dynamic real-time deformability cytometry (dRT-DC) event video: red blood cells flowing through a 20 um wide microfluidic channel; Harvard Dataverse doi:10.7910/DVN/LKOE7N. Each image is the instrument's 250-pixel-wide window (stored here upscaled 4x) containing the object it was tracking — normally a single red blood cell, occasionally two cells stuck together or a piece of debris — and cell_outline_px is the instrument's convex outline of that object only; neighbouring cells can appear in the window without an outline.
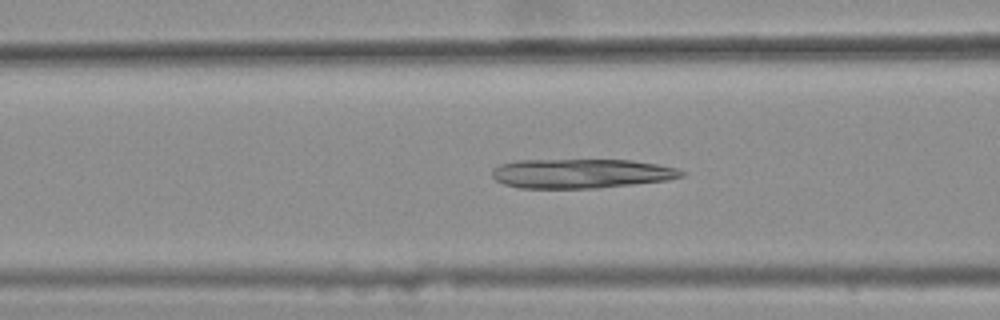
{"species": "common noctule bat (a hibernating species)", "species_latin": "Nyctalus noctula", "temperature_condition": "warm", "stored_images_in_passage": 47, "camera_frame_rate_fps": 3000, "um_per_image_px": 0.085, "animal": {"sex": "female", "body_mass_g": 25.1}, "frame": {"image": 1, "passage_image": 22, "time_ms": 7.0, "image_size_px": [1000, 320], "cell_outline_px": [[684, 176], [668, 180], [596, 188], [520, 188], [504, 184], [496, 180], [492, 176], [492, 168], [500, 164], [516, 160], [632, 160], [680, 168], [684, 172]], "centroid_in_image_um": [49.39, 14.74], "position_along_channel_um": 117.2, "area_um2": 32.48}}
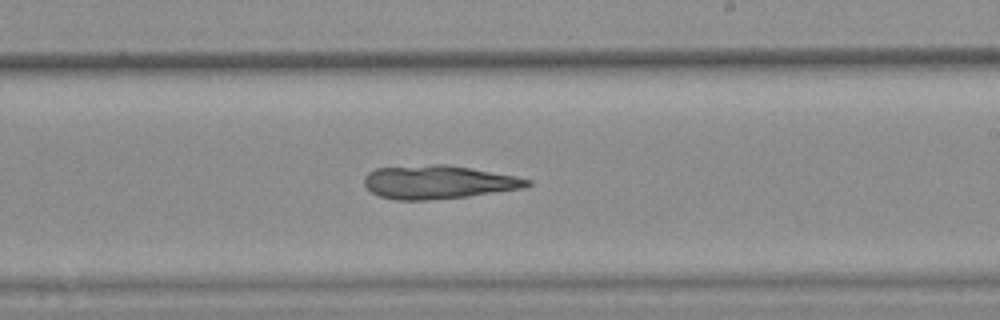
{"frame": {"image": 2, "passage_image": 33, "time_ms": 10.667, "image_size_px": [1000, 320], "cell_outline_px": [[532, 184], [524, 188], [468, 196], [424, 200], [396, 200], [380, 196], [372, 192], [364, 184], [364, 176], [368, 172], [376, 168], [432, 164], [444, 164], [516, 176], [532, 180]], "centroid_in_image_um": [37.24, 15.48], "position_along_channel_um": 251.8, "area_um2": 31.56}}
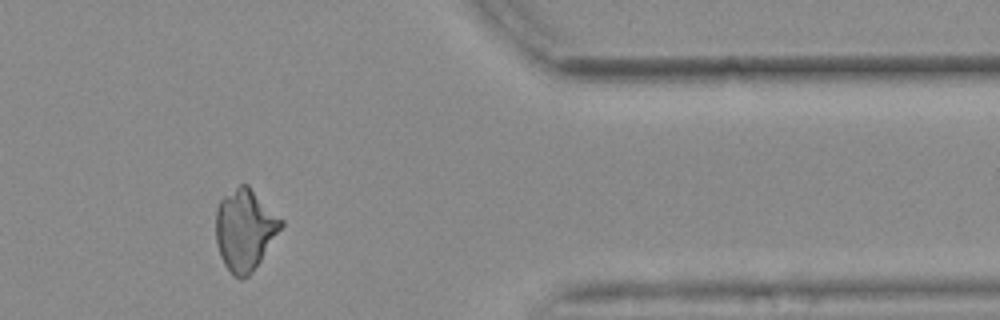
{"frame": {"image": 3, "passage_image": 46, "time_ms": 15.0, "image_size_px": [1000, 320], "cell_outline_px": [[284, 224], [252, 272], [248, 276], [240, 280], [232, 276], [224, 264], [220, 256], [216, 244], [216, 208], [220, 200], [224, 196], [240, 184], [248, 184], [284, 220]], "centroid_in_image_um": [20.81, 19.53], "position_along_channel_um": 390.6, "area_um2": 30.98}}